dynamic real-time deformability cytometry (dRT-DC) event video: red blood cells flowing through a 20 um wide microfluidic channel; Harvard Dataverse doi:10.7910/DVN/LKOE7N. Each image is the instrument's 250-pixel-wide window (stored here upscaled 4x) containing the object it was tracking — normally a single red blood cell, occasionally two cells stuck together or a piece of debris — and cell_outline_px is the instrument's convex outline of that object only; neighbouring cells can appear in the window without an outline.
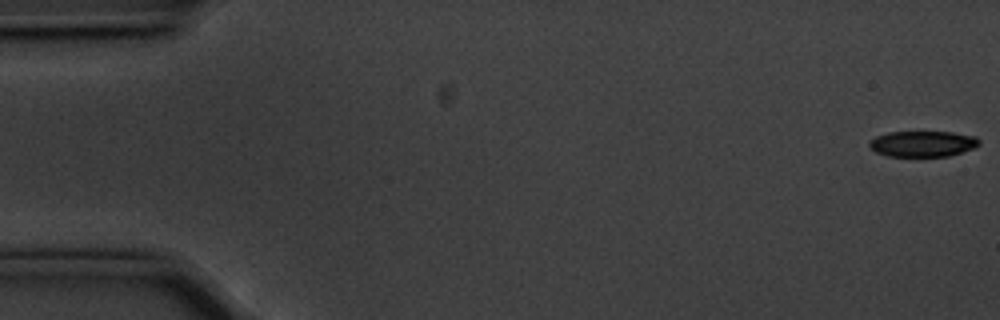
{"species": "common noctule bat (a hibernating species)", "species_latin": "Nyctalus noctula", "temperature_condition": "cold", "stored_images_in_passage": 56, "camera_frame_rate_fps": 3000, "um_per_image_px": 0.085, "animal": {"sex": "male", "body_mass_g": 20.1, "forearm_length_mm": 53.5}, "frame": {"image": 1, "passage_image": 1, "time_ms": 0.0, "image_size_px": [1000, 320], "cell_outline_px": [[980, 144], [972, 148], [948, 156], [888, 156], [876, 152], [868, 144], [868, 140], [876, 136], [888, 132], [952, 132], [976, 136], [980, 140]], "centroid_in_image_um": [78.41, 12.21], "position_along_channel_um": 6.6, "area_um2": 16.47}}
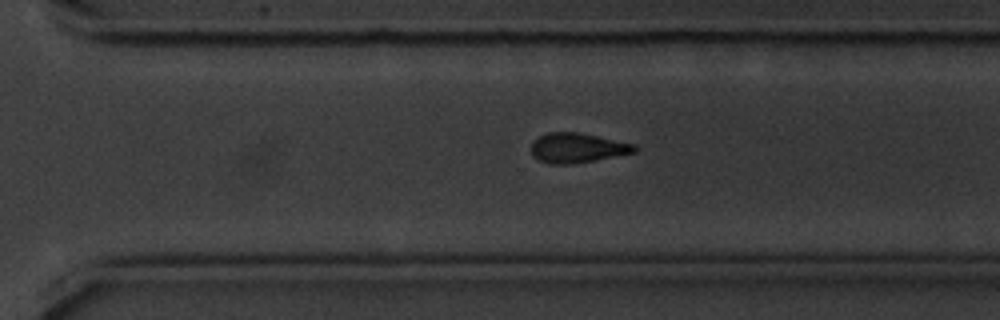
{"frame": {"image": 2, "passage_image": 39, "time_ms": 12.667, "image_size_px": [1000, 320], "cell_outline_px": [[636, 152], [596, 160], [572, 164], [552, 164], [540, 160], [532, 156], [532, 140], [548, 132], [576, 132], [636, 144]], "centroid_in_image_um": [49.06, 12.57], "position_along_channel_um": 321.5, "area_um2": 17.8}}
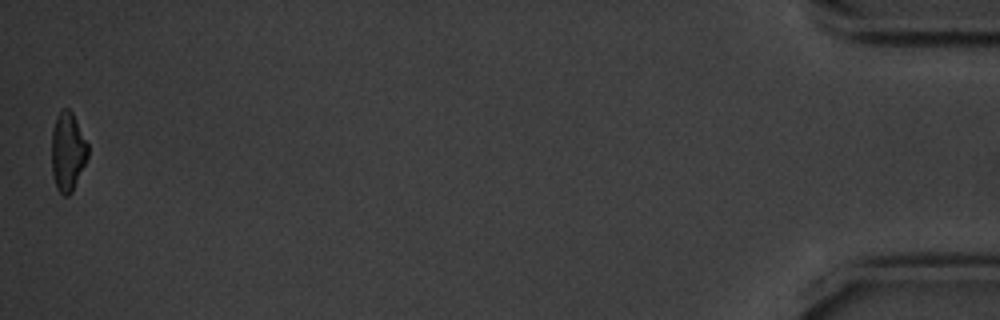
{"frame": {"image": 3, "passage_image": 56, "time_ms": 18.333, "image_size_px": [1000, 320], "cell_outline_px": [[88, 156], [72, 192], [68, 196], [64, 196], [56, 188], [52, 176], [52, 128], [56, 116], [64, 108], [68, 108], [72, 112], [88, 144]], "centroid_in_image_um": [5.74, 12.9], "position_along_channel_um": 429.5, "area_um2": 16.65}, "authors_computed_cell_mechanics": {"area_um2": 18.0047, "velocity_mm_per_s": 3.5732, "shape_relaxation_time_tau1_ms": 2.6164, "shape_relaxation_time_tau2_ms": 10.2897, "deformation_change_tau1": 0.1139, "deformation_change_tau2": 0.2089}}